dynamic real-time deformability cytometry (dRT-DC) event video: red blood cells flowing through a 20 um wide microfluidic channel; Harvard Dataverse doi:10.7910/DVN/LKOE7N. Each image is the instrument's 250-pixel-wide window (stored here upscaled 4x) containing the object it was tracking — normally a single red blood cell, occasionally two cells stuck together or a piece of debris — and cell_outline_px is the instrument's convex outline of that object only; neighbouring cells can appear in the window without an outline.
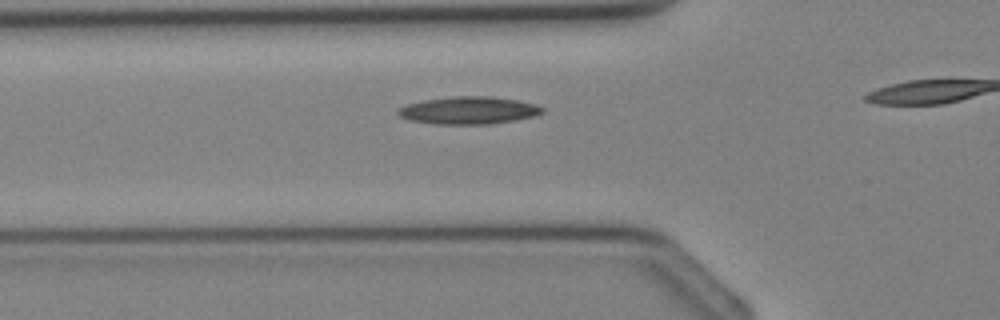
{"species": "Egyptian fruit bat (a non-hibernating species)", "species_latin": "Rousettus aegyptiacus", "temperature_condition": "cold", "stored_images_in_passage": 12, "camera_frame_rate_fps": 3000, "um_per_image_px": 0.085, "animal": {"sex": "female"}, "frame": {"image": 1, "passage_image": 6, "time_ms": 1.667, "image_size_px": [1000, 320], "cell_outline_px": [[544, 112], [532, 116], [516, 120], [492, 124], [432, 124], [408, 120], [400, 116], [396, 112], [396, 108], [404, 104], [424, 100], [452, 96], [492, 96], [516, 100], [536, 104], [544, 108]], "centroid_in_image_um": [39.78, 9.38], "position_along_channel_um": 86.0, "area_um2": 23.41}}
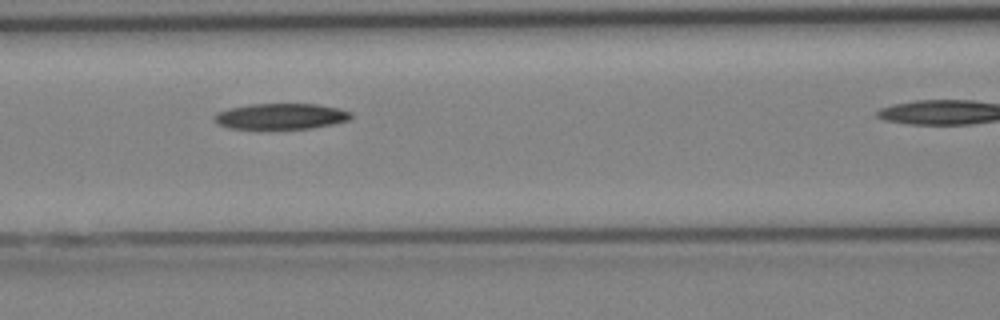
{"frame": {"image": 2, "passage_image": 9, "time_ms": 2.667, "image_size_px": [1000, 320], "cell_outline_px": [[352, 116], [348, 120], [332, 124], [312, 128], [228, 128], [212, 120], [212, 116], [216, 112], [228, 108], [252, 104], [316, 104], [336, 108], [352, 112]], "centroid_in_image_um": [23.83, 9.88], "position_along_channel_um": 142.8, "area_um2": 20.4}}